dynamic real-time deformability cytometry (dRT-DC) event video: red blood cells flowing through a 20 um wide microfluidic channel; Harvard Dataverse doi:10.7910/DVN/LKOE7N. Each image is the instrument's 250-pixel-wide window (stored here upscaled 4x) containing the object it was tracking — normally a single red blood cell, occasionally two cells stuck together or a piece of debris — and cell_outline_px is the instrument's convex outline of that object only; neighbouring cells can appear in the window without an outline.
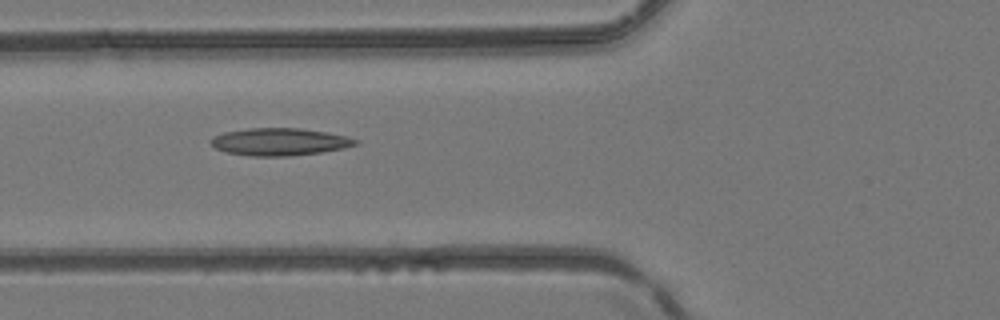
{"species": "common noctule bat (a hibernating species)", "species_latin": "Nyctalus noctula", "temperature_condition": "room temperature", "stored_images_in_passage": 3, "camera_frame_rate_fps": 3000, "um_per_image_px": 0.085, "animal": {"sex": "female", "body_mass_g": 24.6, "forearm_length_mm": 56.2}, "frame": {"image": 1, "passage_image": 3, "time_ms": 0.667, "image_size_px": [1000, 320], "cell_outline_px": [[360, 144], [344, 148], [320, 152], [288, 156], [248, 156], [224, 152], [216, 148], [208, 140], [212, 136], [224, 132], [248, 128], [300, 128], [348, 136], [360, 140]], "centroid_in_image_um": [23.76, 12.05], "position_along_channel_um": 102.0, "area_um2": 23.29}}